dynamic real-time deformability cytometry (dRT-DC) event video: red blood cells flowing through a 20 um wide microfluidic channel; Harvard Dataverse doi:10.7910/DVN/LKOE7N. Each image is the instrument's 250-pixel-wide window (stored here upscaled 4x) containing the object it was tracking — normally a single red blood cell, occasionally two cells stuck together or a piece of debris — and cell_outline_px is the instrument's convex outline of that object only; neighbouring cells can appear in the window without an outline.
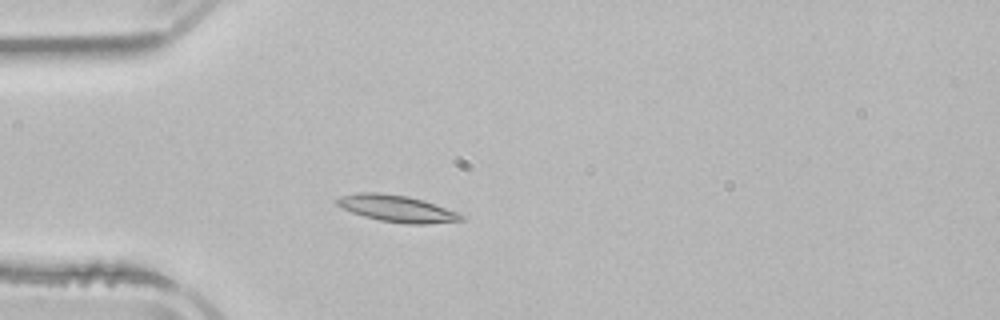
{"species": "common noctule bat (a hibernating species)", "species_latin": "Nyctalus noctula", "temperature_condition": "room temperature", "stored_images_in_passage": 3, "camera_frame_rate_fps": 3000, "um_per_image_px": 0.085, "animal": {"sex": "male", "body_mass_g": 21.5, "forearm_length_mm": 52.0}, "frame": {"image": 1, "passage_image": 3, "time_ms": 2.667, "image_size_px": [1000, 320], "cell_outline_px": [[464, 220], [424, 224], [408, 224], [380, 220], [364, 216], [352, 212], [336, 204], [336, 200], [340, 196], [360, 192], [380, 192], [408, 196], [424, 200], [456, 212], [464, 216]], "centroid_in_image_um": [33.73, 17.72], "position_along_channel_um": 51.3, "area_um2": 19.13}}